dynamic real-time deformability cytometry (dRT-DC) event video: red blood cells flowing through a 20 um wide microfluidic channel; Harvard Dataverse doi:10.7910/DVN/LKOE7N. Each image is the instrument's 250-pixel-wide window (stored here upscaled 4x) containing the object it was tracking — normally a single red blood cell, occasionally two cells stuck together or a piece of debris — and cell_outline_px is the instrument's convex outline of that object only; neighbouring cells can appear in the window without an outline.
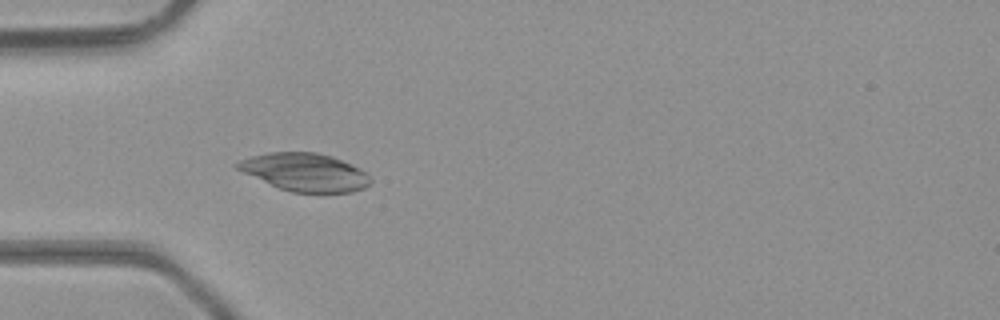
{"species": "common noctule bat (a hibernating species)", "species_latin": "Nyctalus noctula", "temperature_condition": "room temperature", "stored_images_in_passage": 36, "segment_of_instrument_passage": [1, 2], "camera_frame_rate_fps": 3000, "um_per_image_px": 0.085, "animal": {"sex": "male", "body_mass_g": 23.1, "forearm_length_mm": 52.7}, "frame": {"image": 1, "passage_image": 5, "time_ms": 1.333, "image_size_px": [1000, 320], "cell_outline_px": [[372, 180], [364, 188], [352, 192], [292, 192], [280, 188], [244, 172], [236, 168], [236, 164], [240, 160], [252, 156], [268, 152], [316, 152], [332, 156], [352, 164], [360, 168]], "centroid_in_image_um": [25.95, 14.62], "position_along_channel_um": 59.1, "area_um2": 28.96}}
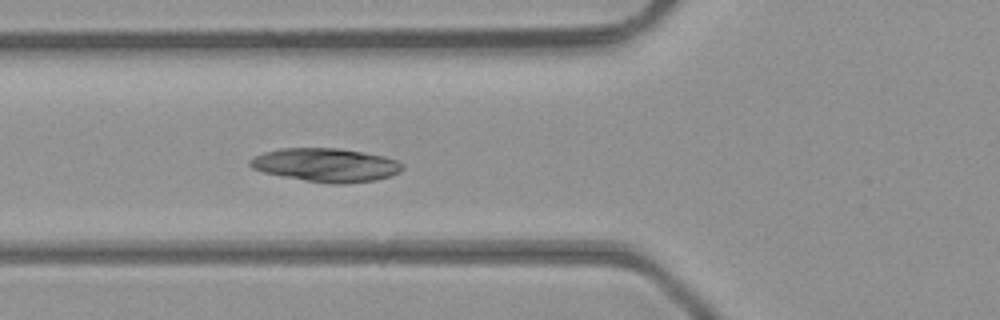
{"frame": {"image": 2, "passage_image": 8, "time_ms": 2.333, "image_size_px": [1000, 320], "cell_outline_px": [[404, 168], [400, 172], [376, 180], [344, 184], [332, 184], [304, 180], [264, 172], [252, 168], [248, 164], [248, 160], [252, 156], [264, 152], [280, 148], [340, 148], [364, 152], [384, 156], [396, 160], [404, 164]], "centroid_in_image_um": [27.7, 14.02], "position_along_channel_um": 98.1, "area_um2": 29.94}}
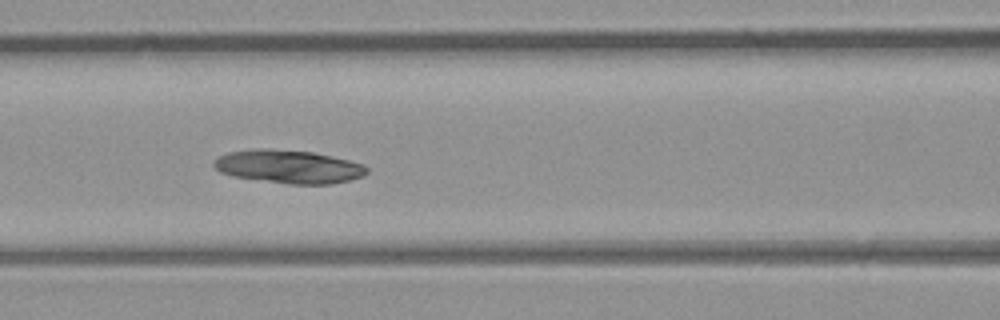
{"frame": {"image": 3, "passage_image": 11, "time_ms": 3.333, "image_size_px": [1000, 320], "cell_outline_px": [[368, 172], [364, 176], [332, 184], [288, 184], [232, 176], [220, 172], [212, 164], [220, 156], [228, 152], [252, 148], [272, 148], [312, 152], [332, 156], [364, 164], [368, 168]], "centroid_in_image_um": [24.54, 14.16], "position_along_channel_um": 142.1, "area_um2": 29.82}}